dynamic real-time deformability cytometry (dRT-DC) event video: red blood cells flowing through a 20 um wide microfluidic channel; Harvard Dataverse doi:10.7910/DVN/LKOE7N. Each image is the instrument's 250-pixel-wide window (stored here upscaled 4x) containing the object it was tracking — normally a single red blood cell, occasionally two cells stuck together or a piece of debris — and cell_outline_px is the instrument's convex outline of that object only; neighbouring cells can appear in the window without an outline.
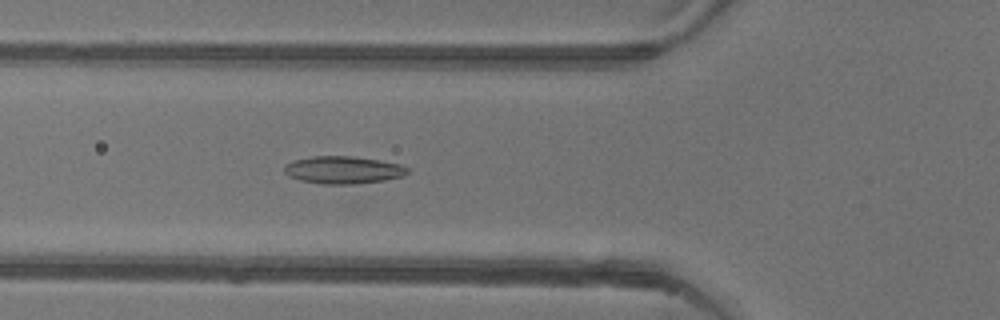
{"species": "common noctule bat (a hibernating species)", "species_latin": "Nyctalus noctula", "temperature_condition": "warm", "stored_images_in_passage": 44, "camera_frame_rate_fps": 3000, "um_per_image_px": 0.085, "animal": {"sex": "female"}, "frame": {"image": 1, "passage_image": 11, "time_ms": 3.333, "image_size_px": [1000, 320], "cell_outline_px": [[408, 172], [404, 176], [384, 180], [352, 184], [324, 184], [300, 180], [288, 176], [284, 172], [284, 164], [292, 160], [312, 156], [352, 156], [380, 160], [400, 164], [408, 168]], "centroid_in_image_um": [29.14, 14.44], "position_along_channel_um": 96.7, "area_um2": 19.83}}
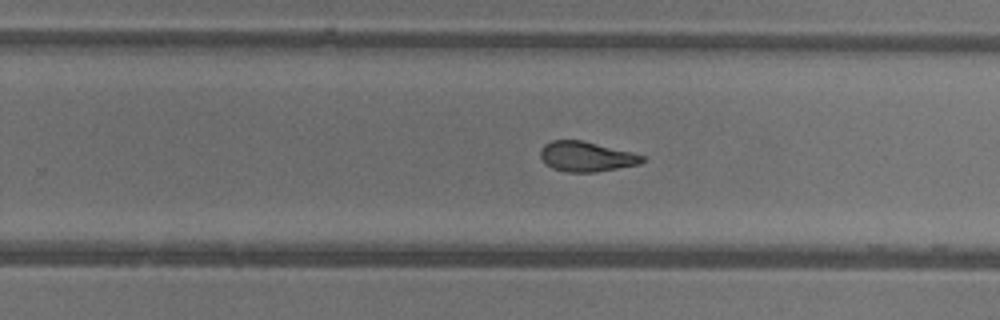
{"frame": {"image": 2, "passage_image": 25, "time_ms": 8.0, "image_size_px": [1000, 320], "cell_outline_px": [[644, 160], [640, 164], [596, 172], [564, 172], [552, 168], [544, 164], [540, 156], [540, 148], [544, 144], [552, 140], [580, 140], [632, 152], [644, 156]], "centroid_in_image_um": [49.79, 13.31], "position_along_channel_um": 280.0, "area_um2": 17.86}}
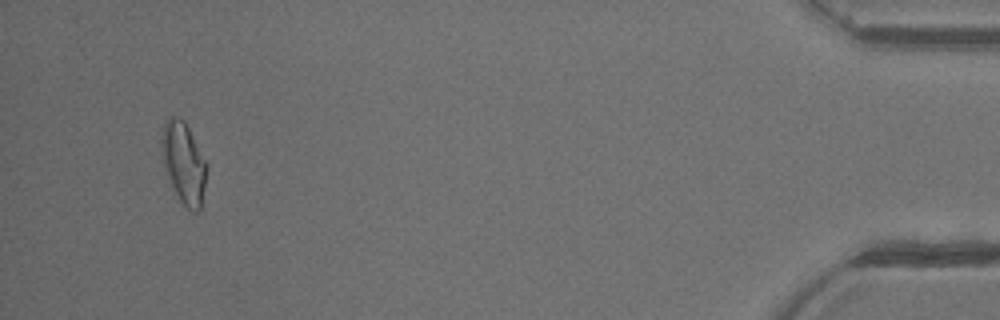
{"frame": {"image": 3, "passage_image": 42, "time_ms": 13.667, "image_size_px": [1000, 320], "cell_outline_px": [[208, 168], [200, 212], [192, 212], [180, 200], [168, 176], [164, 164], [160, 140], [164, 124], [172, 116], [184, 120], [208, 164]], "centroid_in_image_um": [15.65, 13.86], "position_along_channel_um": 419.6, "area_um2": 21.1}, "authors_computed_cell_mechanics": {"area_um2": 18.7561, "velocity_mm_per_s": 3.9263, "shape_relaxation_time_tau1_ms": 7.3489, "shape_relaxation_time_tau2_ms": 2.2155, "deformation_change_tau1": 0.1963, "deformation_change_tau2": 0.0875}}